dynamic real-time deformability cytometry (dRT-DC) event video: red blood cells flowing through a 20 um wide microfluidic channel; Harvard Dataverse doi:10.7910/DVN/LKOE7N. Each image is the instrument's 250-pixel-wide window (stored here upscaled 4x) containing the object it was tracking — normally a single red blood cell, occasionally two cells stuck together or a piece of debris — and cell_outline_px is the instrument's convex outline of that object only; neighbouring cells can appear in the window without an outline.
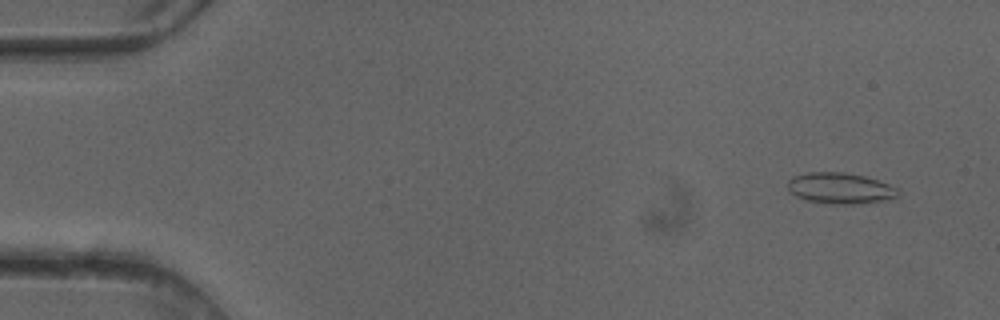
{"species": "common noctule bat (a hibernating species)", "species_latin": "Nyctalus noctula", "temperature_condition": "cold", "stored_images_in_passage": 50, "camera_frame_rate_fps": 3000, "um_per_image_px": 0.085, "animal": {"sex": "female"}, "frame": {"image": 1, "passage_image": 4, "time_ms": 1.0, "image_size_px": [1000, 320], "cell_outline_px": [[900, 188], [896, 196], [880, 200], [852, 204], [832, 204], [808, 200], [796, 196], [788, 188], [788, 180], [792, 176], [808, 172], [844, 172], [864, 176]], "centroid_in_image_um": [71.37, 15.98], "position_along_channel_um": 13.6, "area_um2": 19.59}}
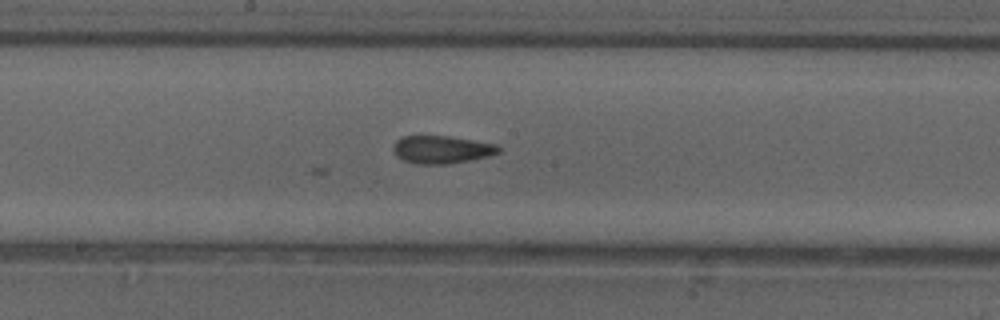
{"frame": {"image": 2, "passage_image": 27, "time_ms": 8.667, "image_size_px": [1000, 320], "cell_outline_px": [[500, 152], [488, 156], [448, 164], [416, 164], [404, 160], [396, 156], [392, 148], [396, 140], [404, 136], [448, 136], [496, 144], [500, 148]], "centroid_in_image_um": [37.51, 12.71], "position_along_channel_um": 210.7, "area_um2": 16.94}}
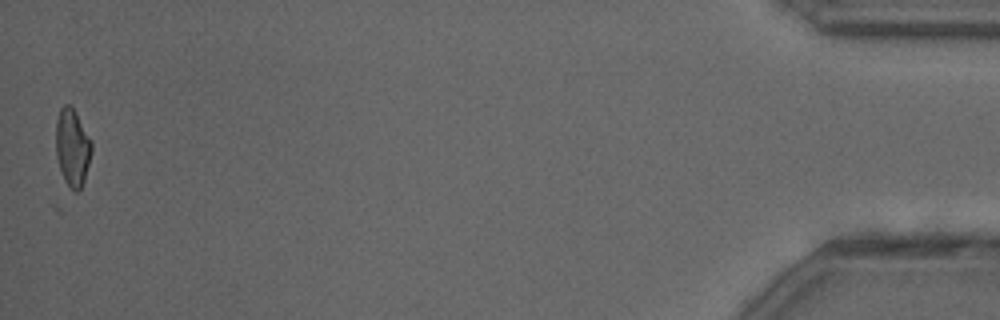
{"frame": {"image": 3, "passage_image": 50, "time_ms": 16.333, "image_size_px": [1000, 320], "cell_outline_px": [[92, 152], [84, 180], [80, 192], [72, 192], [64, 180], [56, 156], [56, 120], [60, 108], [64, 104], [68, 104], [72, 108], [92, 140]], "centroid_in_image_um": [6.15, 12.58], "position_along_channel_um": 429.0, "area_um2": 16.18}}